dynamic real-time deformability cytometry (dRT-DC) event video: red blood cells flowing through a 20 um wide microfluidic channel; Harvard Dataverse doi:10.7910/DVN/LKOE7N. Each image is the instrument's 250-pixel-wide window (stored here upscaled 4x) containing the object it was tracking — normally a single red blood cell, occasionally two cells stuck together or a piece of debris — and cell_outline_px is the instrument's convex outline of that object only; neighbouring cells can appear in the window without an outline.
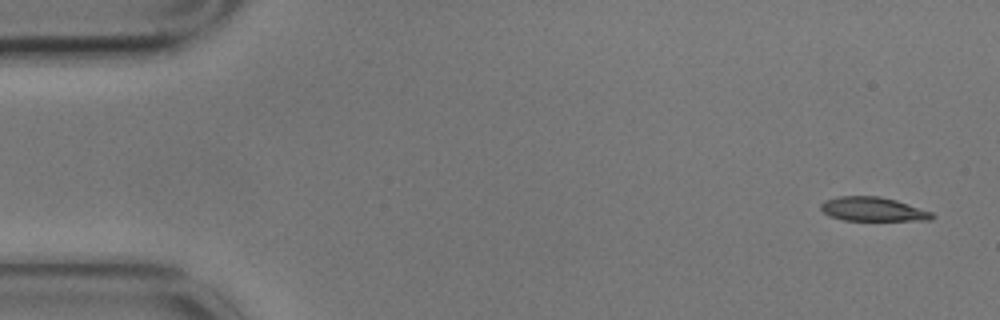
{"species": "common noctule bat (a hibernating species)", "species_latin": "Nyctalus noctula", "temperature_condition": "cold", "stored_images_in_passage": 6, "camera_frame_rate_fps": 3000, "um_per_image_px": 0.085, "animal": {"sex": "male", "body_mass_g": 17.9}, "frame": {"image": 1, "passage_image": 1, "time_ms": 0.0, "image_size_px": [1000, 320], "cell_outline_px": [[936, 216], [932, 220], [844, 220], [828, 216], [820, 208], [820, 204], [824, 200], [840, 196], [880, 196], [896, 200], [932, 212]], "centroid_in_image_um": [74.18, 17.78], "position_along_channel_um": 10.8, "area_um2": 15.61}}
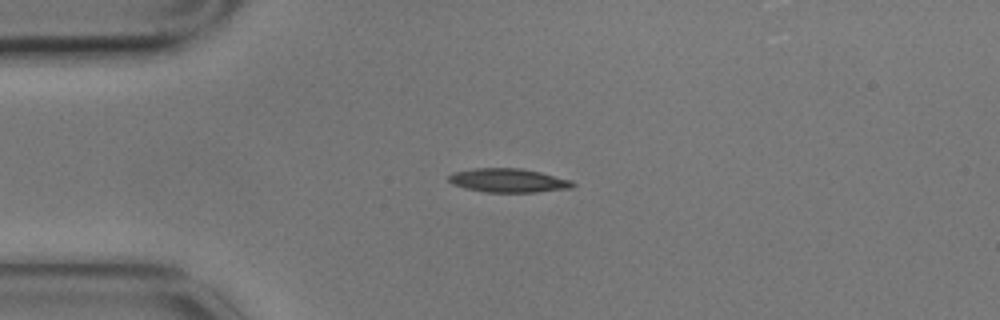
{"frame": {"image": 2, "passage_image": 4, "time_ms": 1.0, "image_size_px": [1000, 320], "cell_outline_px": [[576, 184], [572, 188], [536, 192], [484, 192], [464, 188], [452, 184], [448, 180], [448, 176], [452, 172], [476, 168], [520, 168], [540, 172], [572, 180]], "centroid_in_image_um": [43.2, 15.34], "position_along_channel_um": 41.8, "area_um2": 17.34}}
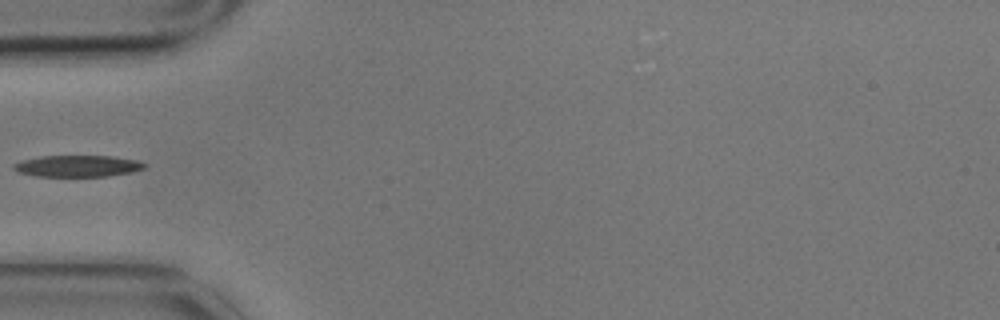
{"frame": {"image": 3, "passage_image": 5, "time_ms": 1.333, "image_size_px": [1000, 320], "cell_outline_px": [[148, 164], [144, 168], [128, 172], [108, 176], [36, 176], [16, 172], [12, 168], [12, 164], [20, 160], [40, 156], [112, 156], [136, 160]], "centroid_in_image_um": [6.52, 14.11], "position_along_channel_um": 78.5, "area_um2": 16.42}}